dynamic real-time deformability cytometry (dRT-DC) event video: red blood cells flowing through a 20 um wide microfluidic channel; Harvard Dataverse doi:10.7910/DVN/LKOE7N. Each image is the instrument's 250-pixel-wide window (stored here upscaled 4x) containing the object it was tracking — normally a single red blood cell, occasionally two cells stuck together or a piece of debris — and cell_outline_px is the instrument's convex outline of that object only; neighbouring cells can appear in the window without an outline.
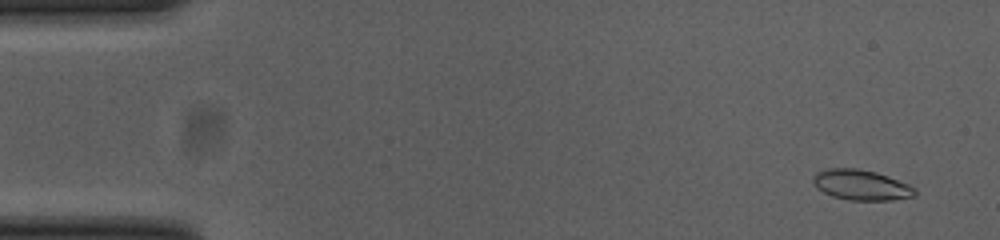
{"species": "common noctule bat (a hibernating species)", "species_latin": "Nyctalus noctula", "temperature_condition": "cold", "stored_images_in_passage": 55, "camera_frame_rate_fps": 3000, "um_per_image_px": 0.085, "animal": {"sex": "female", "body_mass_g": 23.0, "forearm_length_mm": 53.4}, "frame": {"image": 1, "passage_image": 3, "time_ms": 0.667, "image_size_px": [1000, 240], "cell_outline_px": [[916, 196], [892, 200], [848, 200], [832, 196], [816, 188], [812, 180], [816, 172], [824, 168], [856, 168], [876, 172], [888, 176], [908, 184], [916, 188]], "centroid_in_image_um": [73.19, 15.72], "position_along_channel_um": 11.8, "area_um2": 18.15}}
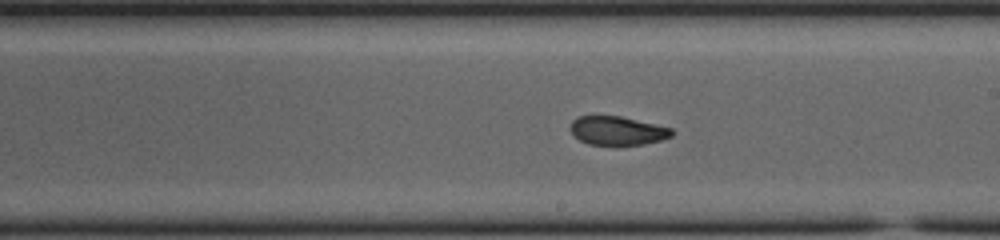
{"frame": {"image": 2, "passage_image": 31, "time_ms": 10.0, "image_size_px": [1000, 240], "cell_outline_px": [[676, 132], [672, 136], [660, 140], [644, 144], [616, 148], [588, 144], [580, 140], [568, 128], [572, 120], [576, 116], [620, 116], [672, 128]], "centroid_in_image_um": [52.47, 11.15], "position_along_channel_um": 236.5, "area_um2": 17.69}}
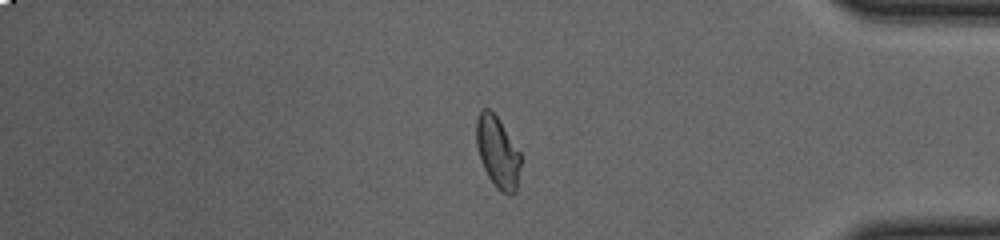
{"frame": {"image": 3, "passage_image": 46, "time_ms": 15.0, "image_size_px": [1000, 240], "cell_outline_px": [[520, 164], [516, 192], [512, 196], [508, 196], [500, 192], [496, 188], [488, 176], [484, 168], [476, 144], [476, 120], [480, 112], [484, 108], [488, 108], [496, 116], [520, 152]], "centroid_in_image_um": [42.3, 12.99], "position_along_channel_um": 392.9, "area_um2": 18.26}, "authors_computed_cell_mechanics": {"area_um2": 18.2648, "velocity_mm_per_s": 3.6984, "shape_relaxation_time_tau1_ms": null, "shape_relaxation_time_tau2_ms": 2.2814, "deformation_change_tau1": null, "deformation_change_tau2": 0.0688}}